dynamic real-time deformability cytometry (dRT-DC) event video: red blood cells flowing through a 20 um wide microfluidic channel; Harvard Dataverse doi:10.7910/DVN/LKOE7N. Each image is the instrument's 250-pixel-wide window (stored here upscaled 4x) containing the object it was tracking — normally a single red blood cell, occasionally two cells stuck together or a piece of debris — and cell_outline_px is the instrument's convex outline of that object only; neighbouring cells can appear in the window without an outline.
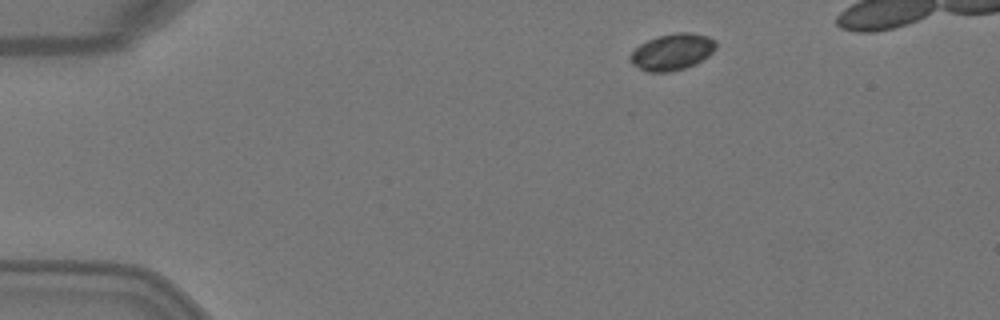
{"species": "Egyptian fruit bat (a non-hibernating species)", "species_latin": "Rousettus aegyptiacus", "temperature_condition": "warm", "stored_images_in_passage": 4, "camera_frame_rate_fps": 3000, "um_per_image_px": 0.085, "animal": {"sex": "female"}, "frame": {"image": 1, "passage_image": 1, "time_ms": 0.0, "image_size_px": [1000, 320], "cell_outline_px": [[716, 48], [708, 56], [696, 64], [684, 68], [668, 72], [648, 72], [632, 64], [628, 60], [628, 56], [640, 44], [656, 36], [676, 32], [692, 32], [708, 36], [716, 40]], "centroid_in_image_um": [57.14, 4.4], "position_along_channel_um": 27.9, "area_um2": 18.38}}